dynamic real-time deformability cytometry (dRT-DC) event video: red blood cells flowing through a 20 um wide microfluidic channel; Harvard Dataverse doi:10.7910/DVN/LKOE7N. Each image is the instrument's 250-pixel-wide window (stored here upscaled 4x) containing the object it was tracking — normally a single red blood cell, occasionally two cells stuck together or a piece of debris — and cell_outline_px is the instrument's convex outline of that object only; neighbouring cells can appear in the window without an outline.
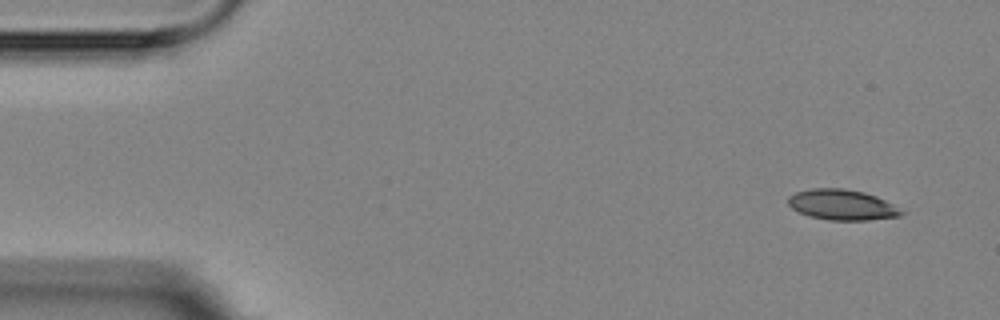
{"species": "Egyptian fruit bat (a non-hibernating species)", "species_latin": "Rousettus aegyptiacus", "temperature_condition": "room temperature", "stored_images_in_passage": 5, "segment_of_instrument_passage": [1, 2], "camera_frame_rate_fps": 3000, "um_per_image_px": 0.085, "animal": {"sex": "female"}, "frame": {"image": 1, "passage_image": 1, "time_ms": 0.0, "image_size_px": [1000, 320], "cell_outline_px": [[908, 212], [900, 216], [868, 220], [828, 220], [812, 216], [800, 212], [792, 208], [788, 204], [788, 196], [796, 192], [812, 188], [840, 188], [864, 192], [876, 196]], "centroid_in_image_um": [71.6, 17.41], "position_along_channel_um": 13.4, "area_um2": 20.06}}